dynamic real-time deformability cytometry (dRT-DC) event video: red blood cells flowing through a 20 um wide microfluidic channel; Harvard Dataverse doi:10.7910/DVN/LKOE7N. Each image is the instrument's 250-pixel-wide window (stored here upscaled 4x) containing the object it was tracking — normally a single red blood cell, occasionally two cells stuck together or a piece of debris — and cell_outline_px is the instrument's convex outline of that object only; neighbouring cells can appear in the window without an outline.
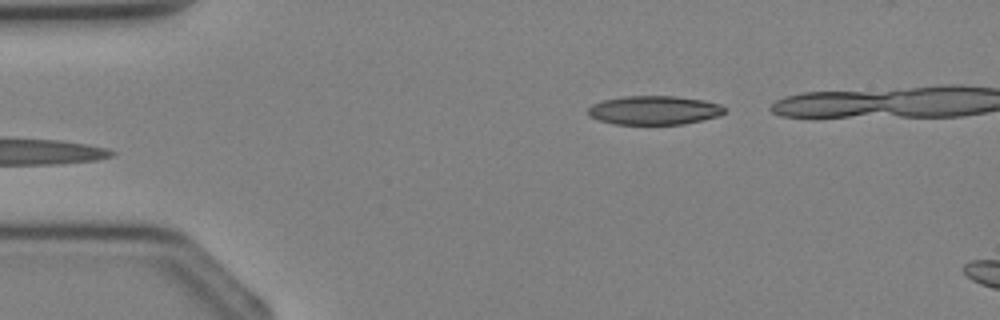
{"species": "Egyptian fruit bat (a non-hibernating species)", "species_latin": "Rousettus aegyptiacus", "temperature_condition": "cold", "stored_images_in_passage": 3, "segment_of_instrument_passage": [2, 2], "camera_frame_rate_fps": 3000, "um_per_image_px": 0.085, "animal": {"sex": "female"}, "frame": {"image": 1, "passage_image": 3, "time_ms": 2.333, "image_size_px": [1000, 320], "cell_outline_px": [[728, 108], [720, 116], [704, 120], [684, 124], [616, 124], [600, 120], [588, 116], [588, 108], [592, 104], [604, 100], [624, 96], [676, 96], [704, 100], [720, 104]], "centroid_in_image_um": [55.65, 9.37], "position_along_channel_um": 29.3, "area_um2": 23.12}}